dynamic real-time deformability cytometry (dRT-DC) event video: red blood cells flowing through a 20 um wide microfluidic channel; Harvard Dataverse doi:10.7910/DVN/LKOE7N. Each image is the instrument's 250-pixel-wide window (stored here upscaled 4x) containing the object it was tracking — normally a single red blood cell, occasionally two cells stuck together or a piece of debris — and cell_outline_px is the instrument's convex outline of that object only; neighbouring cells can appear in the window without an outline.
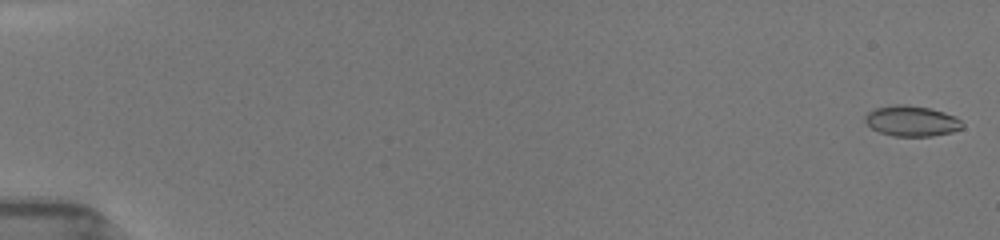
{"species": "common noctule bat (a hibernating species)", "species_latin": "Nyctalus noctula", "temperature_condition": "room temperature", "stored_images_in_passage": 54, "camera_frame_rate_fps": 3000, "um_per_image_px": 0.085, "animal": {"sex": "female", "body_mass_g": 19.5, "forearm_length_mm": 54.1}, "frame": {"image": 1, "passage_image": 1, "time_ms": 0.0, "image_size_px": [1000, 240], "cell_outline_px": [[964, 128], [952, 132], [932, 136], [892, 136], [880, 132], [872, 128], [864, 120], [864, 116], [868, 112], [876, 108], [896, 104], [904, 104], [928, 108], [944, 112], [956, 116], [964, 124]], "centroid_in_image_um": [77.51, 10.29], "position_along_channel_um": 7.5, "area_um2": 17.34}}
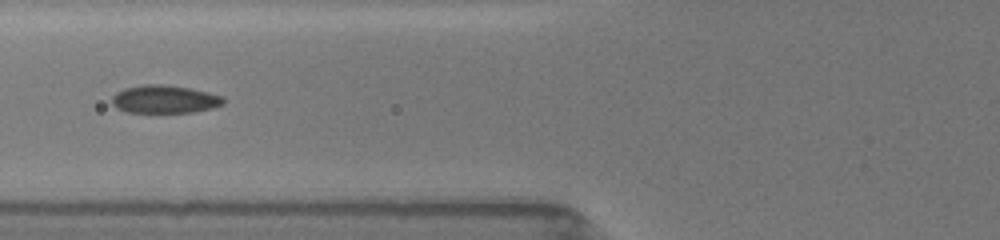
{"frame": {"image": 2, "passage_image": 22, "time_ms": 7.0, "image_size_px": [1000, 240], "cell_outline_px": [[224, 104], [212, 108], [192, 112], [128, 112], [116, 108], [112, 104], [112, 96], [116, 92], [124, 88], [140, 84], [164, 84], [188, 88], [208, 92], [224, 96]], "centroid_in_image_um": [13.98, 8.42], "position_along_channel_um": 111.8, "area_um2": 18.26}}
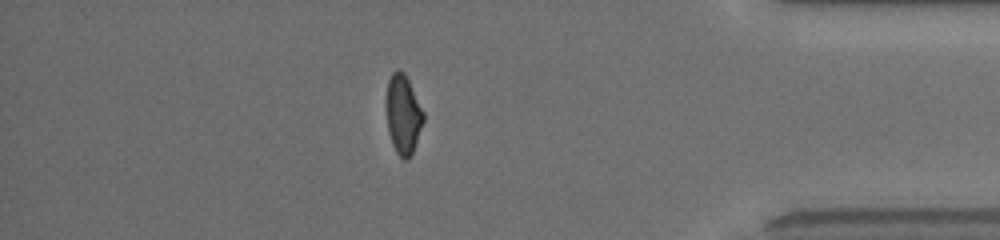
{"frame": {"image": 3, "passage_image": 48, "time_ms": 15.0, "image_size_px": [1000, 240], "cell_outline_px": [[424, 120], [412, 152], [408, 160], [404, 160], [396, 152], [392, 144], [388, 132], [388, 80], [392, 72], [396, 68], [400, 68], [404, 72], [424, 112]], "centroid_in_image_um": [34.28, 9.72], "position_along_channel_um": 400.9, "area_um2": 16.7}, "authors_computed_cell_mechanics": {"area_um2": 17.7157, "velocity_mm_per_s": 3.977, "shape_relaxation_time_tau1_ms": 8.9207, "shape_relaxation_time_tau2_ms": 1.3863, "deformation_change_tau1": 0.1988, "deformation_change_tau2": 0.0429}}